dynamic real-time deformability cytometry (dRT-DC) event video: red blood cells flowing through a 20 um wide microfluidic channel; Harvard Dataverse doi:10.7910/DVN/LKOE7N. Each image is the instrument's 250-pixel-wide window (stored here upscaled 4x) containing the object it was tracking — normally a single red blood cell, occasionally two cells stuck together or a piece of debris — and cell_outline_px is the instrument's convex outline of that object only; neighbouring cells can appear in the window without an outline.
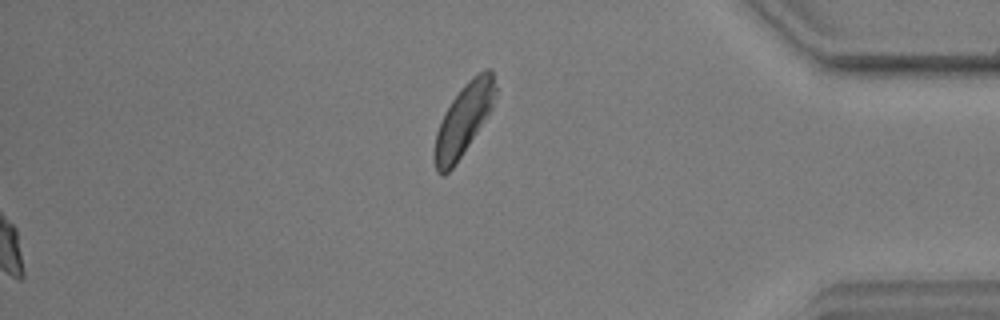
{"species": "common noctule bat (a hibernating species)", "species_latin": "Nyctalus noctula", "temperature_condition": "warm", "stored_images_in_passage": 34, "camera_frame_rate_fps": 3000, "um_per_image_px": 0.085, "animal": {"sex": "male", "body_mass_g": 17.9, "forearm_length_mm": 54.2}, "frame": {"image": 1, "passage_image": 34, "time_ms": 11.0, "image_size_px": [1000, 320], "cell_outline_px": [[496, 92], [492, 108], [452, 168], [444, 176], [440, 176], [436, 172], [432, 156], [436, 132], [444, 112], [452, 100], [464, 84], [472, 76], [484, 68], [492, 68], [496, 88]], "centroid_in_image_um": [39.37, 10.16], "position_along_channel_um": 395.8, "area_um2": 25.2}}